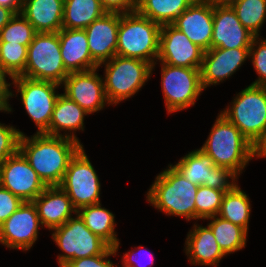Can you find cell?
Segmentation results:
<instances>
[{
	"label": "cell",
	"instance_id": "ab89813d",
	"mask_svg": "<svg viewBox=\"0 0 266 267\" xmlns=\"http://www.w3.org/2000/svg\"><path fill=\"white\" fill-rule=\"evenodd\" d=\"M23 201L0 185V226L19 208Z\"/></svg>",
	"mask_w": 266,
	"mask_h": 267
},
{
	"label": "cell",
	"instance_id": "ee69618b",
	"mask_svg": "<svg viewBox=\"0 0 266 267\" xmlns=\"http://www.w3.org/2000/svg\"><path fill=\"white\" fill-rule=\"evenodd\" d=\"M14 15L10 9L0 6V31Z\"/></svg>",
	"mask_w": 266,
	"mask_h": 267
},
{
	"label": "cell",
	"instance_id": "4fadbf2b",
	"mask_svg": "<svg viewBox=\"0 0 266 267\" xmlns=\"http://www.w3.org/2000/svg\"><path fill=\"white\" fill-rule=\"evenodd\" d=\"M42 228L33 201L23 202L0 226V243L10 249L28 251L38 239Z\"/></svg>",
	"mask_w": 266,
	"mask_h": 267
},
{
	"label": "cell",
	"instance_id": "9c48e42d",
	"mask_svg": "<svg viewBox=\"0 0 266 267\" xmlns=\"http://www.w3.org/2000/svg\"><path fill=\"white\" fill-rule=\"evenodd\" d=\"M161 63V88L168 114L194 106L203 92L199 68Z\"/></svg>",
	"mask_w": 266,
	"mask_h": 267
},
{
	"label": "cell",
	"instance_id": "d6a6232c",
	"mask_svg": "<svg viewBox=\"0 0 266 267\" xmlns=\"http://www.w3.org/2000/svg\"><path fill=\"white\" fill-rule=\"evenodd\" d=\"M37 32L21 14H15L0 31V42L18 43L28 46Z\"/></svg>",
	"mask_w": 266,
	"mask_h": 267
},
{
	"label": "cell",
	"instance_id": "6da1fadb",
	"mask_svg": "<svg viewBox=\"0 0 266 267\" xmlns=\"http://www.w3.org/2000/svg\"><path fill=\"white\" fill-rule=\"evenodd\" d=\"M82 146L73 139L44 133L23 134L19 140V151L46 186L61 184L71 158Z\"/></svg>",
	"mask_w": 266,
	"mask_h": 267
},
{
	"label": "cell",
	"instance_id": "f1b7e54d",
	"mask_svg": "<svg viewBox=\"0 0 266 267\" xmlns=\"http://www.w3.org/2000/svg\"><path fill=\"white\" fill-rule=\"evenodd\" d=\"M206 220L210 221L207 225L211 228L215 240L226 256L246 247L248 233L242 227L218 215Z\"/></svg>",
	"mask_w": 266,
	"mask_h": 267
},
{
	"label": "cell",
	"instance_id": "d4e9b609",
	"mask_svg": "<svg viewBox=\"0 0 266 267\" xmlns=\"http://www.w3.org/2000/svg\"><path fill=\"white\" fill-rule=\"evenodd\" d=\"M77 214L92 233L118 252L120 242L115 232V215L111 211L98 203L79 208Z\"/></svg>",
	"mask_w": 266,
	"mask_h": 267
},
{
	"label": "cell",
	"instance_id": "52a82bcc",
	"mask_svg": "<svg viewBox=\"0 0 266 267\" xmlns=\"http://www.w3.org/2000/svg\"><path fill=\"white\" fill-rule=\"evenodd\" d=\"M68 75L61 56L58 32L36 33L28 45L25 70L20 76L61 85Z\"/></svg>",
	"mask_w": 266,
	"mask_h": 267
},
{
	"label": "cell",
	"instance_id": "bcb514c9",
	"mask_svg": "<svg viewBox=\"0 0 266 267\" xmlns=\"http://www.w3.org/2000/svg\"><path fill=\"white\" fill-rule=\"evenodd\" d=\"M211 2L213 5L217 6H232L239 0H208Z\"/></svg>",
	"mask_w": 266,
	"mask_h": 267
},
{
	"label": "cell",
	"instance_id": "9a60e30c",
	"mask_svg": "<svg viewBox=\"0 0 266 267\" xmlns=\"http://www.w3.org/2000/svg\"><path fill=\"white\" fill-rule=\"evenodd\" d=\"M204 52L172 24L161 25L158 62L176 67L200 69Z\"/></svg>",
	"mask_w": 266,
	"mask_h": 267
},
{
	"label": "cell",
	"instance_id": "83f0119b",
	"mask_svg": "<svg viewBox=\"0 0 266 267\" xmlns=\"http://www.w3.org/2000/svg\"><path fill=\"white\" fill-rule=\"evenodd\" d=\"M250 214V198L238 184L225 192L218 216L242 227L248 233Z\"/></svg>",
	"mask_w": 266,
	"mask_h": 267
},
{
	"label": "cell",
	"instance_id": "7a4b0ae2",
	"mask_svg": "<svg viewBox=\"0 0 266 267\" xmlns=\"http://www.w3.org/2000/svg\"><path fill=\"white\" fill-rule=\"evenodd\" d=\"M199 149L212 158L215 166L228 168L238 177L256 157V147L221 113Z\"/></svg>",
	"mask_w": 266,
	"mask_h": 267
},
{
	"label": "cell",
	"instance_id": "8fae6325",
	"mask_svg": "<svg viewBox=\"0 0 266 267\" xmlns=\"http://www.w3.org/2000/svg\"><path fill=\"white\" fill-rule=\"evenodd\" d=\"M59 186L77 210L101 202V183L83 146L71 158Z\"/></svg>",
	"mask_w": 266,
	"mask_h": 267
},
{
	"label": "cell",
	"instance_id": "3957f363",
	"mask_svg": "<svg viewBox=\"0 0 266 267\" xmlns=\"http://www.w3.org/2000/svg\"><path fill=\"white\" fill-rule=\"evenodd\" d=\"M199 186L187 180L172 164L160 172L146 193V201L168 216L195 220Z\"/></svg>",
	"mask_w": 266,
	"mask_h": 267
},
{
	"label": "cell",
	"instance_id": "e575fe53",
	"mask_svg": "<svg viewBox=\"0 0 266 267\" xmlns=\"http://www.w3.org/2000/svg\"><path fill=\"white\" fill-rule=\"evenodd\" d=\"M249 60H251L258 78L251 85L266 86V39L254 37L249 49Z\"/></svg>",
	"mask_w": 266,
	"mask_h": 267
},
{
	"label": "cell",
	"instance_id": "7bdbcfd3",
	"mask_svg": "<svg viewBox=\"0 0 266 267\" xmlns=\"http://www.w3.org/2000/svg\"><path fill=\"white\" fill-rule=\"evenodd\" d=\"M0 6L10 9L14 14L22 12L23 2L21 0H0Z\"/></svg>",
	"mask_w": 266,
	"mask_h": 267
},
{
	"label": "cell",
	"instance_id": "7402d4cb",
	"mask_svg": "<svg viewBox=\"0 0 266 267\" xmlns=\"http://www.w3.org/2000/svg\"><path fill=\"white\" fill-rule=\"evenodd\" d=\"M184 250L193 265L217 267L226 257L208 225H193L187 234Z\"/></svg>",
	"mask_w": 266,
	"mask_h": 267
},
{
	"label": "cell",
	"instance_id": "60d3db41",
	"mask_svg": "<svg viewBox=\"0 0 266 267\" xmlns=\"http://www.w3.org/2000/svg\"><path fill=\"white\" fill-rule=\"evenodd\" d=\"M6 76L9 79H13V77L0 66V112L10 113L13 112L11 105L9 104V99L13 98L14 92L11 90V83H8L6 80Z\"/></svg>",
	"mask_w": 266,
	"mask_h": 267
},
{
	"label": "cell",
	"instance_id": "7c38bea8",
	"mask_svg": "<svg viewBox=\"0 0 266 267\" xmlns=\"http://www.w3.org/2000/svg\"><path fill=\"white\" fill-rule=\"evenodd\" d=\"M0 185L23 202L34 201L47 187L19 150L0 164Z\"/></svg>",
	"mask_w": 266,
	"mask_h": 267
},
{
	"label": "cell",
	"instance_id": "f35d334b",
	"mask_svg": "<svg viewBox=\"0 0 266 267\" xmlns=\"http://www.w3.org/2000/svg\"><path fill=\"white\" fill-rule=\"evenodd\" d=\"M144 256L147 258V261ZM121 258V267H151L154 264L153 253H149V250H147L146 248L144 249V247L141 245L137 248L135 247L133 250L124 253Z\"/></svg>",
	"mask_w": 266,
	"mask_h": 267
},
{
	"label": "cell",
	"instance_id": "cb8c5ba5",
	"mask_svg": "<svg viewBox=\"0 0 266 267\" xmlns=\"http://www.w3.org/2000/svg\"><path fill=\"white\" fill-rule=\"evenodd\" d=\"M64 0H25L21 14L35 31L59 32L62 29Z\"/></svg>",
	"mask_w": 266,
	"mask_h": 267
},
{
	"label": "cell",
	"instance_id": "f546056e",
	"mask_svg": "<svg viewBox=\"0 0 266 267\" xmlns=\"http://www.w3.org/2000/svg\"><path fill=\"white\" fill-rule=\"evenodd\" d=\"M187 180L201 186L209 181L210 170L215 166L210 156L200 149L188 152L173 165Z\"/></svg>",
	"mask_w": 266,
	"mask_h": 267
},
{
	"label": "cell",
	"instance_id": "4dcf8cb0",
	"mask_svg": "<svg viewBox=\"0 0 266 267\" xmlns=\"http://www.w3.org/2000/svg\"><path fill=\"white\" fill-rule=\"evenodd\" d=\"M242 25L255 37L266 22V0H239L231 6Z\"/></svg>",
	"mask_w": 266,
	"mask_h": 267
},
{
	"label": "cell",
	"instance_id": "f6af8a7d",
	"mask_svg": "<svg viewBox=\"0 0 266 267\" xmlns=\"http://www.w3.org/2000/svg\"><path fill=\"white\" fill-rule=\"evenodd\" d=\"M266 158V138L256 148V158Z\"/></svg>",
	"mask_w": 266,
	"mask_h": 267
},
{
	"label": "cell",
	"instance_id": "74e56055",
	"mask_svg": "<svg viewBox=\"0 0 266 267\" xmlns=\"http://www.w3.org/2000/svg\"><path fill=\"white\" fill-rule=\"evenodd\" d=\"M116 255L117 252L113 247H110L104 254L67 261L61 267H119L114 265L109 258L111 256L116 257Z\"/></svg>",
	"mask_w": 266,
	"mask_h": 267
},
{
	"label": "cell",
	"instance_id": "484cf974",
	"mask_svg": "<svg viewBox=\"0 0 266 267\" xmlns=\"http://www.w3.org/2000/svg\"><path fill=\"white\" fill-rule=\"evenodd\" d=\"M105 13L100 0H64L62 28L85 29Z\"/></svg>",
	"mask_w": 266,
	"mask_h": 267
},
{
	"label": "cell",
	"instance_id": "30bf717a",
	"mask_svg": "<svg viewBox=\"0 0 266 267\" xmlns=\"http://www.w3.org/2000/svg\"><path fill=\"white\" fill-rule=\"evenodd\" d=\"M12 84L17 90L16 97L20 93L24 109L37 126L36 133H45L49 129L52 112L60 95L57 89L61 85L24 76L13 77Z\"/></svg>",
	"mask_w": 266,
	"mask_h": 267
},
{
	"label": "cell",
	"instance_id": "ffe728a7",
	"mask_svg": "<svg viewBox=\"0 0 266 267\" xmlns=\"http://www.w3.org/2000/svg\"><path fill=\"white\" fill-rule=\"evenodd\" d=\"M33 203L42 228L50 231L62 226L73 214H77V209L60 186H47Z\"/></svg>",
	"mask_w": 266,
	"mask_h": 267
},
{
	"label": "cell",
	"instance_id": "4316f807",
	"mask_svg": "<svg viewBox=\"0 0 266 267\" xmlns=\"http://www.w3.org/2000/svg\"><path fill=\"white\" fill-rule=\"evenodd\" d=\"M195 0H137L136 11L160 25L172 24Z\"/></svg>",
	"mask_w": 266,
	"mask_h": 267
},
{
	"label": "cell",
	"instance_id": "ac0fdd59",
	"mask_svg": "<svg viewBox=\"0 0 266 267\" xmlns=\"http://www.w3.org/2000/svg\"><path fill=\"white\" fill-rule=\"evenodd\" d=\"M172 25L204 51L211 49L213 4L208 0H195Z\"/></svg>",
	"mask_w": 266,
	"mask_h": 267
},
{
	"label": "cell",
	"instance_id": "ba28073f",
	"mask_svg": "<svg viewBox=\"0 0 266 267\" xmlns=\"http://www.w3.org/2000/svg\"><path fill=\"white\" fill-rule=\"evenodd\" d=\"M52 231V239L63 253L58 254L59 267L67 261L104 254L110 246L87 228L78 214Z\"/></svg>",
	"mask_w": 266,
	"mask_h": 267
},
{
	"label": "cell",
	"instance_id": "277c9868",
	"mask_svg": "<svg viewBox=\"0 0 266 267\" xmlns=\"http://www.w3.org/2000/svg\"><path fill=\"white\" fill-rule=\"evenodd\" d=\"M161 25L137 11L120 14L116 55L144 60L156 67Z\"/></svg>",
	"mask_w": 266,
	"mask_h": 267
},
{
	"label": "cell",
	"instance_id": "d6986e66",
	"mask_svg": "<svg viewBox=\"0 0 266 267\" xmlns=\"http://www.w3.org/2000/svg\"><path fill=\"white\" fill-rule=\"evenodd\" d=\"M120 13L106 12L84 30L92 58L101 64L116 55Z\"/></svg>",
	"mask_w": 266,
	"mask_h": 267
},
{
	"label": "cell",
	"instance_id": "e0dca14e",
	"mask_svg": "<svg viewBox=\"0 0 266 267\" xmlns=\"http://www.w3.org/2000/svg\"><path fill=\"white\" fill-rule=\"evenodd\" d=\"M254 37L242 25L231 6L213 5L211 48H250Z\"/></svg>",
	"mask_w": 266,
	"mask_h": 267
},
{
	"label": "cell",
	"instance_id": "d590c367",
	"mask_svg": "<svg viewBox=\"0 0 266 267\" xmlns=\"http://www.w3.org/2000/svg\"><path fill=\"white\" fill-rule=\"evenodd\" d=\"M23 134L16 127L0 122V164L19 150V140Z\"/></svg>",
	"mask_w": 266,
	"mask_h": 267
},
{
	"label": "cell",
	"instance_id": "44dd1931",
	"mask_svg": "<svg viewBox=\"0 0 266 267\" xmlns=\"http://www.w3.org/2000/svg\"><path fill=\"white\" fill-rule=\"evenodd\" d=\"M58 35L64 67L69 73L98 67L99 64L90 54L88 38L84 29L62 28Z\"/></svg>",
	"mask_w": 266,
	"mask_h": 267
},
{
	"label": "cell",
	"instance_id": "5b68a950",
	"mask_svg": "<svg viewBox=\"0 0 266 267\" xmlns=\"http://www.w3.org/2000/svg\"><path fill=\"white\" fill-rule=\"evenodd\" d=\"M235 95L220 113L257 148L266 138V86L250 84Z\"/></svg>",
	"mask_w": 266,
	"mask_h": 267
},
{
	"label": "cell",
	"instance_id": "8d00e7d4",
	"mask_svg": "<svg viewBox=\"0 0 266 267\" xmlns=\"http://www.w3.org/2000/svg\"><path fill=\"white\" fill-rule=\"evenodd\" d=\"M238 178L239 177L228 168L214 166L210 170L209 181H206L204 186L219 191H230L238 183Z\"/></svg>",
	"mask_w": 266,
	"mask_h": 267
},
{
	"label": "cell",
	"instance_id": "603a6c76",
	"mask_svg": "<svg viewBox=\"0 0 266 267\" xmlns=\"http://www.w3.org/2000/svg\"><path fill=\"white\" fill-rule=\"evenodd\" d=\"M87 115L88 112L61 93L52 112L49 129L44 134L70 138L82 145L75 131H84V120Z\"/></svg>",
	"mask_w": 266,
	"mask_h": 267
},
{
	"label": "cell",
	"instance_id": "1f68e13d",
	"mask_svg": "<svg viewBox=\"0 0 266 267\" xmlns=\"http://www.w3.org/2000/svg\"><path fill=\"white\" fill-rule=\"evenodd\" d=\"M28 46L0 42V66L12 77L20 76L26 66Z\"/></svg>",
	"mask_w": 266,
	"mask_h": 267
},
{
	"label": "cell",
	"instance_id": "b9f144b4",
	"mask_svg": "<svg viewBox=\"0 0 266 267\" xmlns=\"http://www.w3.org/2000/svg\"><path fill=\"white\" fill-rule=\"evenodd\" d=\"M103 9L108 13H131L137 9V0H100Z\"/></svg>",
	"mask_w": 266,
	"mask_h": 267
},
{
	"label": "cell",
	"instance_id": "2e32d148",
	"mask_svg": "<svg viewBox=\"0 0 266 267\" xmlns=\"http://www.w3.org/2000/svg\"><path fill=\"white\" fill-rule=\"evenodd\" d=\"M250 48H211L204 52L200 67L201 84L205 90L229 79L249 59Z\"/></svg>",
	"mask_w": 266,
	"mask_h": 267
},
{
	"label": "cell",
	"instance_id": "5bb4252c",
	"mask_svg": "<svg viewBox=\"0 0 266 267\" xmlns=\"http://www.w3.org/2000/svg\"><path fill=\"white\" fill-rule=\"evenodd\" d=\"M98 67L87 70L70 72L61 84L64 95L76 102L89 114L104 109L109 102L105 96L103 76L97 73Z\"/></svg>",
	"mask_w": 266,
	"mask_h": 267
},
{
	"label": "cell",
	"instance_id": "836d02e7",
	"mask_svg": "<svg viewBox=\"0 0 266 267\" xmlns=\"http://www.w3.org/2000/svg\"><path fill=\"white\" fill-rule=\"evenodd\" d=\"M225 192L204 185L199 186L195 197V220H205L218 215Z\"/></svg>",
	"mask_w": 266,
	"mask_h": 267
},
{
	"label": "cell",
	"instance_id": "8992f818",
	"mask_svg": "<svg viewBox=\"0 0 266 267\" xmlns=\"http://www.w3.org/2000/svg\"><path fill=\"white\" fill-rule=\"evenodd\" d=\"M103 66L104 91L109 105H117L133 97L152 76V65L137 58L115 55L99 64L98 68Z\"/></svg>",
	"mask_w": 266,
	"mask_h": 267
}]
</instances>
